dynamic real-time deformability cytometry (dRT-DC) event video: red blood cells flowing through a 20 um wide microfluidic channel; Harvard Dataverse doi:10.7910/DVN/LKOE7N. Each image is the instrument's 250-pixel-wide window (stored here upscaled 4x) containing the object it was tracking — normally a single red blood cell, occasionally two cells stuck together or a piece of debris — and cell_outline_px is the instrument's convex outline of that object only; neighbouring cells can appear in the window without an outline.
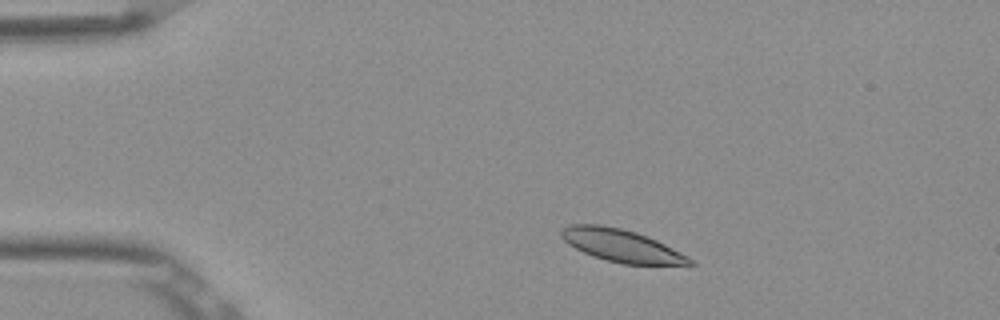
{"species": "Egyptian fruit bat (a non-hibernating species)", "species_latin": "Rousettus aegyptiacus", "temperature_condition": "room temperature", "stored_images_in_passage": 5, "camera_frame_rate_fps": 3000, "um_per_image_px": 0.085, "frame": {"image": 1, "passage_image": 2, "time_ms": 0.333, "image_size_px": [1000, 320], "cell_outline_px": [[696, 264], [624, 264], [604, 260], [592, 256], [568, 244], [560, 236], [560, 232], [564, 228], [572, 224], [600, 224], [620, 228], [636, 232], [648, 236], [688, 256]], "centroid_in_image_um": [52.79, 20.87], "position_along_channel_um": 32.2, "area_um2": 24.1}}
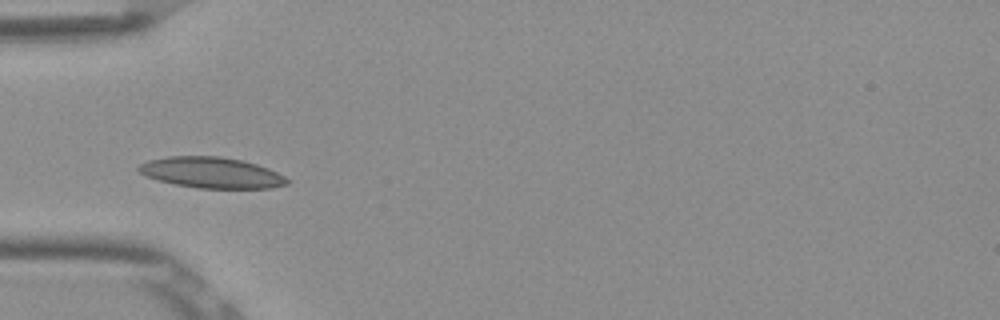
{"frame": {"image": 2, "passage_image": 4, "time_ms": 1.0, "image_size_px": [1000, 320], "cell_outline_px": [[292, 180], [288, 184], [272, 188], [200, 188], [176, 184], [160, 180], [148, 176], [140, 172], [136, 168], [140, 164], [148, 160], [168, 156], [220, 156], [240, 160], [256, 164], [268, 168]], "centroid_in_image_um": [18.01, 14.67], "position_along_channel_um": 67.0, "area_um2": 26.53}}
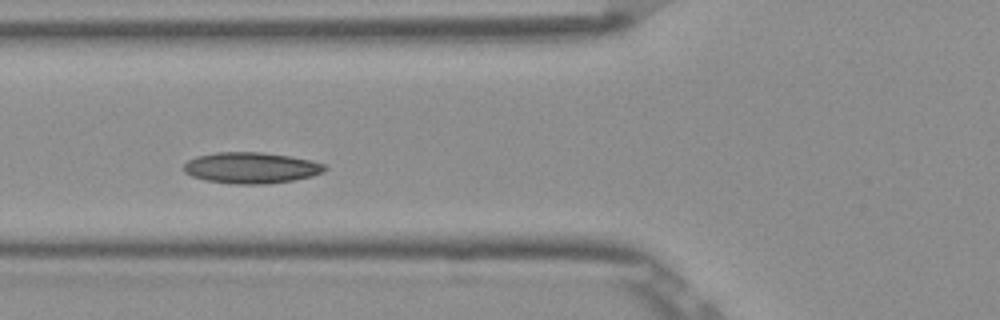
{"frame": {"image": 3, "passage_image": 5, "time_ms": 1.333, "image_size_px": [1000, 320], "cell_outline_px": [[328, 168], [324, 172], [312, 176], [292, 180], [264, 184], [236, 184], [204, 180], [192, 176], [184, 172], [184, 164], [188, 160], [196, 156], [216, 152], [260, 152], [288, 156], [312, 160], [324, 164]], "centroid_in_image_um": [21.34, 14.26], "position_along_channel_um": 104.5, "area_um2": 25.55}}